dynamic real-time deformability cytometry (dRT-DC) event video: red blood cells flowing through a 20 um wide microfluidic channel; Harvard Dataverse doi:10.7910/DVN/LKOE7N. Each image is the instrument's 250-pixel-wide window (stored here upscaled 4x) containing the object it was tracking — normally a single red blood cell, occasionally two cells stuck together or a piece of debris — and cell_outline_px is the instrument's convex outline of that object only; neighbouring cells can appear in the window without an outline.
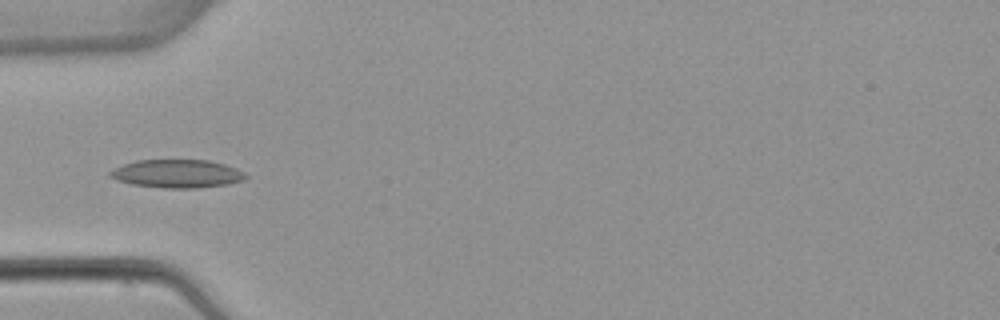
{"species": "common noctule bat (a hibernating species)", "species_latin": "Nyctalus noctula", "temperature_condition": "warm", "stored_images_in_passage": 4, "camera_frame_rate_fps": 3000, "um_per_image_px": 0.085, "animal": {"sex": "female", "body_mass_g": 22.7, "forearm_length_mm": 54.2}, "frame": {"image": 1, "passage_image": 4, "time_ms": 3.667, "image_size_px": [1000, 320], "cell_outline_px": [[248, 176], [244, 180], [228, 184], [196, 188], [164, 188], [132, 184], [108, 176], [108, 172], [124, 164], [136, 160], [208, 160], [224, 164], [236, 168], [244, 172]], "centroid_in_image_um": [15.08, 14.76], "position_along_channel_um": 69.9, "area_um2": 22.2}}